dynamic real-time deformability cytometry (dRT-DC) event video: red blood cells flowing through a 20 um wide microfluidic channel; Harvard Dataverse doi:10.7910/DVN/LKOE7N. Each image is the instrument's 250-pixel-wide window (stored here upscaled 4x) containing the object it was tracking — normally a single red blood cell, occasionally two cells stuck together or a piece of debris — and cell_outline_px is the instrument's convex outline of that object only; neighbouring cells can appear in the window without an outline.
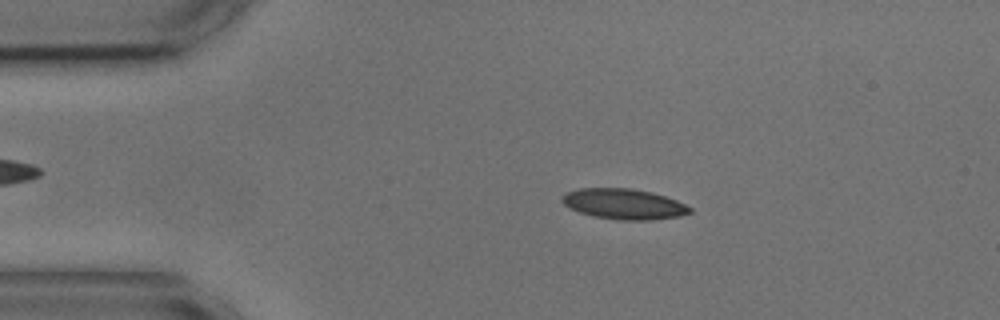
{"species": "common noctule bat (a hibernating species)", "species_latin": "Nyctalus noctula", "temperature_condition": "cold", "stored_images_in_passage": 54, "camera_frame_rate_fps": 3000, "um_per_image_px": 0.085, "animal": {"sex": "male", "body_mass_g": 17.9, "forearm_length_mm": 54.2}, "frame": {"image": 1, "passage_image": 9, "time_ms": 2.667, "image_size_px": [1000, 320], "cell_outline_px": [[692, 212], [680, 216], [652, 220], [616, 220], [596, 216], [580, 212], [568, 208], [560, 200], [568, 192], [580, 188], [628, 188], [652, 192], [676, 200], [692, 208]], "centroid_in_image_um": [53.04, 17.34], "position_along_channel_um": 32.0, "area_um2": 22.6}}
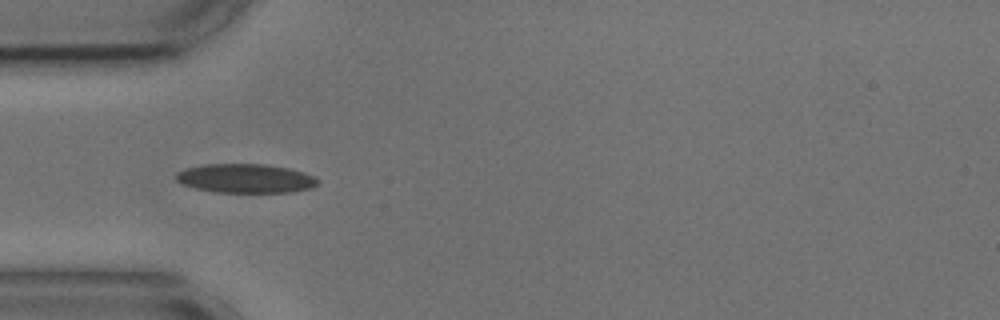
{"frame": {"image": 2, "passage_image": 15, "time_ms": 4.667, "image_size_px": [1000, 320], "cell_outline_px": [[320, 180], [312, 188], [292, 192], [216, 192], [196, 188], [180, 184], [176, 180], [176, 172], [188, 168], [204, 164], [268, 164], [288, 168], [304, 172]], "centroid_in_image_um": [20.87, 15.16], "position_along_channel_um": 64.1, "area_um2": 23.99}}
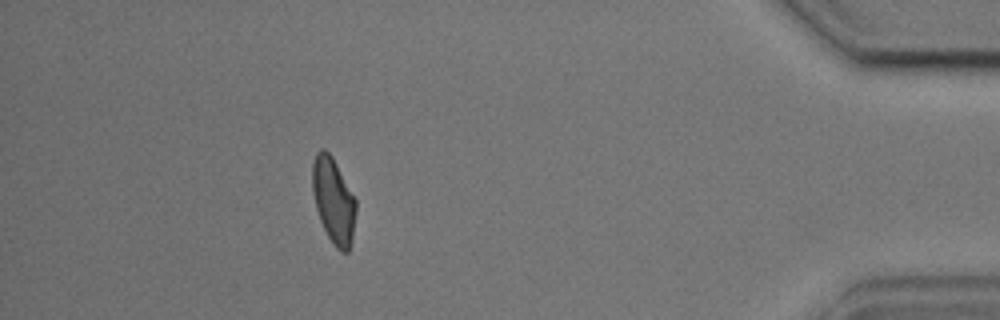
{"frame": {"image": 3, "passage_image": 48, "time_ms": 15.667, "image_size_px": [1000, 320], "cell_outline_px": [[356, 212], [352, 240], [348, 252], [340, 252], [332, 244], [320, 220], [316, 208], [312, 192], [312, 164], [316, 152], [320, 148], [324, 148], [332, 156], [356, 200]], "centroid_in_image_um": [28.34, 17.05], "position_along_channel_um": 406.9, "area_um2": 21.79}, "authors_computed_cell_mechanics": {"area_um2": 22.4264, "velocity_mm_per_s": 3.6003, "shape_relaxation_time_tau1_ms": 3.5163, "shape_relaxation_time_tau2_ms": 1.76, "deformation_change_tau1": 0.1353, "deformation_change_tau2": 0.0701}}